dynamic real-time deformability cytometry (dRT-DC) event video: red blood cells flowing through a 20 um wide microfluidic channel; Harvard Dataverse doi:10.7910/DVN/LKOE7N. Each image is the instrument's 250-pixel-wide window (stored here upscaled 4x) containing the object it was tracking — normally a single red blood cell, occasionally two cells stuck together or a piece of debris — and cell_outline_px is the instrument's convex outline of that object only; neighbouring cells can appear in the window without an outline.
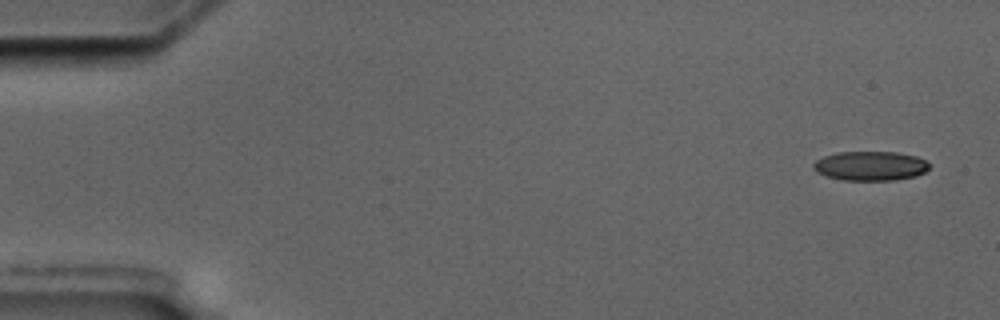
{"species": "common noctule bat (a hibernating species)", "species_latin": "Nyctalus noctula", "temperature_condition": "cold", "stored_images_in_passage": 5, "camera_frame_rate_fps": 3000, "um_per_image_px": 0.085, "animal": {"sex": "male", "body_mass_g": 17.5, "forearm_length_mm": 52.3}, "frame": {"image": 1, "passage_image": 1, "time_ms": 0.0, "image_size_px": [1000, 320], "cell_outline_px": [[928, 168], [924, 172], [916, 176], [896, 180], [844, 180], [824, 176], [816, 172], [812, 168], [812, 164], [816, 160], [824, 156], [836, 152], [896, 152], [916, 156], [924, 160], [928, 164]], "centroid_in_image_um": [73.93, 14.1], "position_along_channel_um": 11.1, "area_um2": 19.88}}
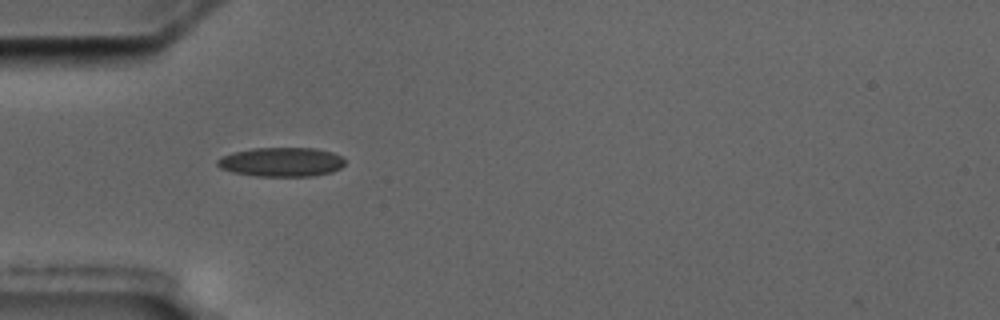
{"frame": {"image": 2, "passage_image": 5, "time_ms": 5.0, "image_size_px": [1000, 320], "cell_outline_px": [[344, 164], [340, 168], [332, 172], [312, 176], [256, 176], [232, 172], [220, 168], [216, 164], [216, 160], [220, 156], [232, 152], [252, 148], [316, 148], [332, 152], [340, 156], [344, 160]], "centroid_in_image_um": [23.88, 13.76], "position_along_channel_um": 61.1, "area_um2": 21.85}}